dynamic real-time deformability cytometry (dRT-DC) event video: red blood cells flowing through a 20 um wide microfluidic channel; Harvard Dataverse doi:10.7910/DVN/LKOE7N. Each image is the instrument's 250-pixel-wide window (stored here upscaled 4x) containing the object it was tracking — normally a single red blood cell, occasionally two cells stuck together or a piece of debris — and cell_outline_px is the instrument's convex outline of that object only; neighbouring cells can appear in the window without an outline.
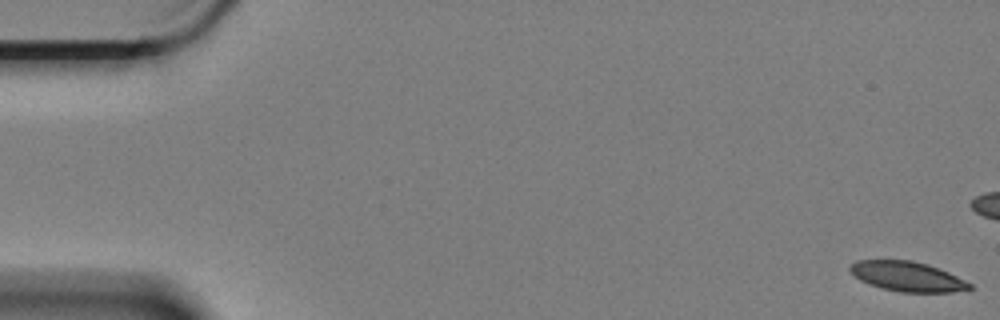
{"species": "Egyptian fruit bat (a non-hibernating species)", "species_latin": "Rousettus aegyptiacus", "temperature_condition": "cold", "stored_images_in_passage": 19, "camera_frame_rate_fps": 3000, "um_per_image_px": 0.085, "animal": {"sex": "female"}, "frame": {"image": 1, "passage_image": 1, "time_ms": 0.0, "image_size_px": [1000, 320], "cell_outline_px": [[972, 288], [952, 292], [900, 292], [868, 284], [860, 280], [848, 268], [856, 260], [912, 260], [928, 264], [948, 272], [972, 284]], "centroid_in_image_um": [77.12, 23.49], "position_along_channel_um": 7.9, "area_um2": 20.58}}